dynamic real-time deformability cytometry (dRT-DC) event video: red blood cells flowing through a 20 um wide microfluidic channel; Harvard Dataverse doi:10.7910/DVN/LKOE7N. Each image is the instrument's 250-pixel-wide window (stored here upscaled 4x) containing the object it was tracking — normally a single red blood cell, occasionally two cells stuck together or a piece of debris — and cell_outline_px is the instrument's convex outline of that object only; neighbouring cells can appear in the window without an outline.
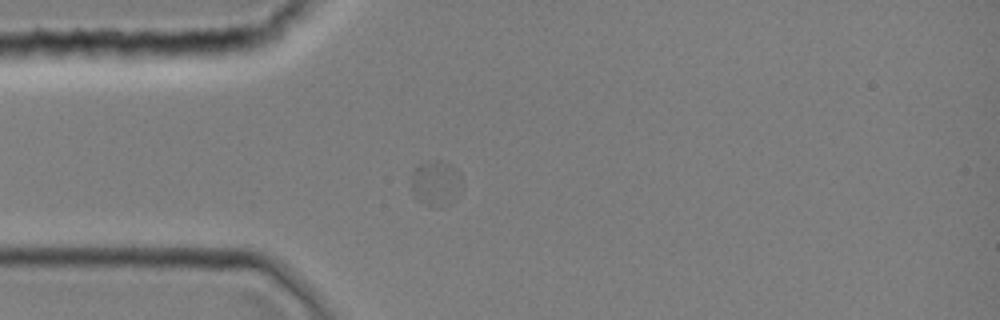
{"species": "common noctule bat (a hibernating species)", "species_latin": "Nyctalus noctula", "temperature_condition": "room temperature", "stored_images_in_passage": 21, "camera_frame_rate_fps": 3000, "um_per_image_px": 0.085, "animal": {"sex": "female", "body_mass_g": 19.0, "forearm_length_mm": 51.5}, "frame": {"image": 1, "passage_image": 1, "time_ms": 0.0, "image_size_px": [1000, 320], "cell_outline_px": [[460, 180], [452, 204], [440, 208], [436, 208], [420, 200], [416, 196], [412, 188], [412, 168], [416, 164], [424, 160], [440, 160], [456, 168], [460, 176]], "centroid_in_image_um": [37.0, 15.53], "position_along_channel_um": 48.0, "area_um2": 13.24}}
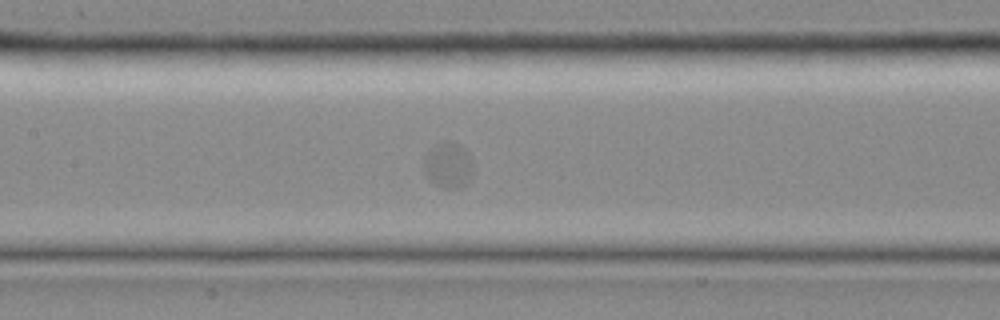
{"frame": {"image": 2, "passage_image": 10, "time_ms": 3.0, "image_size_px": [1000, 320], "cell_outline_px": [[472, 164], [468, 180], [460, 188], [444, 188], [436, 184], [424, 172], [424, 156], [436, 144], [448, 140], [460, 144], [464, 148]], "centroid_in_image_um": [38.07, 14.01], "position_along_channel_um": 169.3, "area_um2": 12.66}}
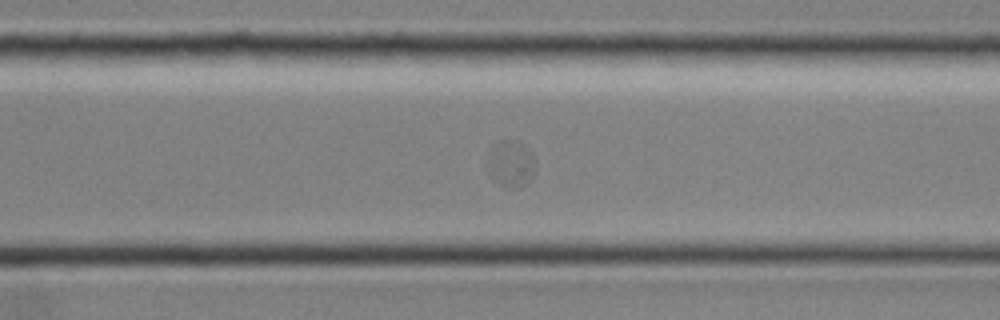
{"frame": {"image": 3, "passage_image": 21, "time_ms": 6.667, "image_size_px": [1000, 320], "cell_outline_px": [[536, 164], [532, 176], [524, 184], [512, 188], [500, 184], [488, 176], [488, 164], [492, 144], [504, 140], [520, 140], [532, 152]], "centroid_in_image_um": [43.43, 13.88], "position_along_channel_um": 327.2, "area_um2": 13.01}}